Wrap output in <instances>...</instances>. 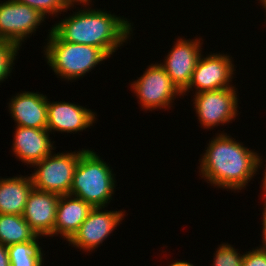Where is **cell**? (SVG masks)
I'll return each instance as SVG.
<instances>
[{
    "mask_svg": "<svg viewBox=\"0 0 266 266\" xmlns=\"http://www.w3.org/2000/svg\"><path fill=\"white\" fill-rule=\"evenodd\" d=\"M131 91L143 110H156L170 108L174 99L182 95V92L171 81L164 68L158 64H151L143 75L131 83Z\"/></svg>",
    "mask_w": 266,
    "mask_h": 266,
    "instance_id": "6",
    "label": "cell"
},
{
    "mask_svg": "<svg viewBox=\"0 0 266 266\" xmlns=\"http://www.w3.org/2000/svg\"><path fill=\"white\" fill-rule=\"evenodd\" d=\"M36 236L22 215L0 214V243L3 245L32 241Z\"/></svg>",
    "mask_w": 266,
    "mask_h": 266,
    "instance_id": "18",
    "label": "cell"
},
{
    "mask_svg": "<svg viewBox=\"0 0 266 266\" xmlns=\"http://www.w3.org/2000/svg\"><path fill=\"white\" fill-rule=\"evenodd\" d=\"M86 8L52 25L51 30L63 41L98 47L111 57L130 39L133 25L111 12Z\"/></svg>",
    "mask_w": 266,
    "mask_h": 266,
    "instance_id": "2",
    "label": "cell"
},
{
    "mask_svg": "<svg viewBox=\"0 0 266 266\" xmlns=\"http://www.w3.org/2000/svg\"><path fill=\"white\" fill-rule=\"evenodd\" d=\"M261 2V6H263L264 7V10H265V12H266V0H259V3Z\"/></svg>",
    "mask_w": 266,
    "mask_h": 266,
    "instance_id": "28",
    "label": "cell"
},
{
    "mask_svg": "<svg viewBox=\"0 0 266 266\" xmlns=\"http://www.w3.org/2000/svg\"><path fill=\"white\" fill-rule=\"evenodd\" d=\"M200 41V38L187 40L178 37L163 63H159L181 92L190 83L192 73L202 55L203 43Z\"/></svg>",
    "mask_w": 266,
    "mask_h": 266,
    "instance_id": "11",
    "label": "cell"
},
{
    "mask_svg": "<svg viewBox=\"0 0 266 266\" xmlns=\"http://www.w3.org/2000/svg\"><path fill=\"white\" fill-rule=\"evenodd\" d=\"M263 189L266 190V181L264 182V188Z\"/></svg>",
    "mask_w": 266,
    "mask_h": 266,
    "instance_id": "30",
    "label": "cell"
},
{
    "mask_svg": "<svg viewBox=\"0 0 266 266\" xmlns=\"http://www.w3.org/2000/svg\"><path fill=\"white\" fill-rule=\"evenodd\" d=\"M9 112L17 126L47 129V96L21 92L11 97Z\"/></svg>",
    "mask_w": 266,
    "mask_h": 266,
    "instance_id": "15",
    "label": "cell"
},
{
    "mask_svg": "<svg viewBox=\"0 0 266 266\" xmlns=\"http://www.w3.org/2000/svg\"><path fill=\"white\" fill-rule=\"evenodd\" d=\"M95 112L84 106L69 102H50L47 98V130L50 133H76L95 123Z\"/></svg>",
    "mask_w": 266,
    "mask_h": 266,
    "instance_id": "13",
    "label": "cell"
},
{
    "mask_svg": "<svg viewBox=\"0 0 266 266\" xmlns=\"http://www.w3.org/2000/svg\"><path fill=\"white\" fill-rule=\"evenodd\" d=\"M232 59V56L224 53H210L205 57L201 55L192 73L190 83L182 91V96L189 93L190 90L193 91V88L196 89L195 94H197L202 91L235 87L231 84L234 71H236Z\"/></svg>",
    "mask_w": 266,
    "mask_h": 266,
    "instance_id": "8",
    "label": "cell"
},
{
    "mask_svg": "<svg viewBox=\"0 0 266 266\" xmlns=\"http://www.w3.org/2000/svg\"><path fill=\"white\" fill-rule=\"evenodd\" d=\"M266 162V161H265ZM264 166H266V165H264ZM265 168V170H264V178H262L263 180H262V188H264V182L266 181V167H264Z\"/></svg>",
    "mask_w": 266,
    "mask_h": 266,
    "instance_id": "29",
    "label": "cell"
},
{
    "mask_svg": "<svg viewBox=\"0 0 266 266\" xmlns=\"http://www.w3.org/2000/svg\"><path fill=\"white\" fill-rule=\"evenodd\" d=\"M38 237L40 236L37 235L32 241L7 246L10 266H43L44 253L38 244Z\"/></svg>",
    "mask_w": 266,
    "mask_h": 266,
    "instance_id": "19",
    "label": "cell"
},
{
    "mask_svg": "<svg viewBox=\"0 0 266 266\" xmlns=\"http://www.w3.org/2000/svg\"><path fill=\"white\" fill-rule=\"evenodd\" d=\"M69 4H77V5H84L83 7L85 8L86 6H90L92 0H66ZM80 2V3H79Z\"/></svg>",
    "mask_w": 266,
    "mask_h": 266,
    "instance_id": "26",
    "label": "cell"
},
{
    "mask_svg": "<svg viewBox=\"0 0 266 266\" xmlns=\"http://www.w3.org/2000/svg\"><path fill=\"white\" fill-rule=\"evenodd\" d=\"M19 48L14 43L0 38V83L10 76Z\"/></svg>",
    "mask_w": 266,
    "mask_h": 266,
    "instance_id": "20",
    "label": "cell"
},
{
    "mask_svg": "<svg viewBox=\"0 0 266 266\" xmlns=\"http://www.w3.org/2000/svg\"><path fill=\"white\" fill-rule=\"evenodd\" d=\"M59 198V194L35 188L29 193L22 216L38 236L54 237Z\"/></svg>",
    "mask_w": 266,
    "mask_h": 266,
    "instance_id": "12",
    "label": "cell"
},
{
    "mask_svg": "<svg viewBox=\"0 0 266 266\" xmlns=\"http://www.w3.org/2000/svg\"><path fill=\"white\" fill-rule=\"evenodd\" d=\"M44 46V55L50 69L65 80L83 78L109 56L98 47L61 40L52 30Z\"/></svg>",
    "mask_w": 266,
    "mask_h": 266,
    "instance_id": "4",
    "label": "cell"
},
{
    "mask_svg": "<svg viewBox=\"0 0 266 266\" xmlns=\"http://www.w3.org/2000/svg\"><path fill=\"white\" fill-rule=\"evenodd\" d=\"M47 129L16 126L13 139V153L19 161L30 165L50 155L56 147Z\"/></svg>",
    "mask_w": 266,
    "mask_h": 266,
    "instance_id": "14",
    "label": "cell"
},
{
    "mask_svg": "<svg viewBox=\"0 0 266 266\" xmlns=\"http://www.w3.org/2000/svg\"><path fill=\"white\" fill-rule=\"evenodd\" d=\"M237 250L228 243L219 245L214 253L213 266H242L244 253L242 255Z\"/></svg>",
    "mask_w": 266,
    "mask_h": 266,
    "instance_id": "22",
    "label": "cell"
},
{
    "mask_svg": "<svg viewBox=\"0 0 266 266\" xmlns=\"http://www.w3.org/2000/svg\"><path fill=\"white\" fill-rule=\"evenodd\" d=\"M0 266H10L7 246L0 243Z\"/></svg>",
    "mask_w": 266,
    "mask_h": 266,
    "instance_id": "25",
    "label": "cell"
},
{
    "mask_svg": "<svg viewBox=\"0 0 266 266\" xmlns=\"http://www.w3.org/2000/svg\"><path fill=\"white\" fill-rule=\"evenodd\" d=\"M194 110L204 129L231 123L237 117V88L202 91L193 95Z\"/></svg>",
    "mask_w": 266,
    "mask_h": 266,
    "instance_id": "7",
    "label": "cell"
},
{
    "mask_svg": "<svg viewBox=\"0 0 266 266\" xmlns=\"http://www.w3.org/2000/svg\"><path fill=\"white\" fill-rule=\"evenodd\" d=\"M104 207H93L78 231L68 241L69 245L92 252L117 228L126 211H102Z\"/></svg>",
    "mask_w": 266,
    "mask_h": 266,
    "instance_id": "10",
    "label": "cell"
},
{
    "mask_svg": "<svg viewBox=\"0 0 266 266\" xmlns=\"http://www.w3.org/2000/svg\"><path fill=\"white\" fill-rule=\"evenodd\" d=\"M233 139L227 133H217L199 159V173L201 178L213 186L241 191L259 172L257 170L261 167L263 158L258 152L249 150Z\"/></svg>",
    "mask_w": 266,
    "mask_h": 266,
    "instance_id": "1",
    "label": "cell"
},
{
    "mask_svg": "<svg viewBox=\"0 0 266 266\" xmlns=\"http://www.w3.org/2000/svg\"><path fill=\"white\" fill-rule=\"evenodd\" d=\"M112 170L96 152L86 149L78 160L69 194L92 207H107L116 189Z\"/></svg>",
    "mask_w": 266,
    "mask_h": 266,
    "instance_id": "3",
    "label": "cell"
},
{
    "mask_svg": "<svg viewBox=\"0 0 266 266\" xmlns=\"http://www.w3.org/2000/svg\"><path fill=\"white\" fill-rule=\"evenodd\" d=\"M93 207L84 200L70 194L60 195L54 226V236L60 234L69 241L86 220Z\"/></svg>",
    "mask_w": 266,
    "mask_h": 266,
    "instance_id": "16",
    "label": "cell"
},
{
    "mask_svg": "<svg viewBox=\"0 0 266 266\" xmlns=\"http://www.w3.org/2000/svg\"><path fill=\"white\" fill-rule=\"evenodd\" d=\"M263 193H264V205H263V207H264V209H263V212H262V217H263V219H262V247H266V190H264L263 189V191H262Z\"/></svg>",
    "mask_w": 266,
    "mask_h": 266,
    "instance_id": "24",
    "label": "cell"
},
{
    "mask_svg": "<svg viewBox=\"0 0 266 266\" xmlns=\"http://www.w3.org/2000/svg\"><path fill=\"white\" fill-rule=\"evenodd\" d=\"M259 247L244 254L242 266H266V247Z\"/></svg>",
    "mask_w": 266,
    "mask_h": 266,
    "instance_id": "23",
    "label": "cell"
},
{
    "mask_svg": "<svg viewBox=\"0 0 266 266\" xmlns=\"http://www.w3.org/2000/svg\"><path fill=\"white\" fill-rule=\"evenodd\" d=\"M32 189L31 176L0 177V214L22 215Z\"/></svg>",
    "mask_w": 266,
    "mask_h": 266,
    "instance_id": "17",
    "label": "cell"
},
{
    "mask_svg": "<svg viewBox=\"0 0 266 266\" xmlns=\"http://www.w3.org/2000/svg\"><path fill=\"white\" fill-rule=\"evenodd\" d=\"M46 17L30 6L7 0L0 3V38L21 47Z\"/></svg>",
    "mask_w": 266,
    "mask_h": 266,
    "instance_id": "9",
    "label": "cell"
},
{
    "mask_svg": "<svg viewBox=\"0 0 266 266\" xmlns=\"http://www.w3.org/2000/svg\"><path fill=\"white\" fill-rule=\"evenodd\" d=\"M17 2L26 4L31 8L36 9L45 17L59 15L61 12H66L76 4H69L66 0H16ZM48 14V15H47Z\"/></svg>",
    "mask_w": 266,
    "mask_h": 266,
    "instance_id": "21",
    "label": "cell"
},
{
    "mask_svg": "<svg viewBox=\"0 0 266 266\" xmlns=\"http://www.w3.org/2000/svg\"><path fill=\"white\" fill-rule=\"evenodd\" d=\"M86 149L66 153H51L41 161L34 163L31 180L33 188L56 193L69 194L74 172L81 154Z\"/></svg>",
    "mask_w": 266,
    "mask_h": 266,
    "instance_id": "5",
    "label": "cell"
},
{
    "mask_svg": "<svg viewBox=\"0 0 266 266\" xmlns=\"http://www.w3.org/2000/svg\"><path fill=\"white\" fill-rule=\"evenodd\" d=\"M169 266H195V265H193L190 262L180 260V261H176V262L171 263Z\"/></svg>",
    "mask_w": 266,
    "mask_h": 266,
    "instance_id": "27",
    "label": "cell"
}]
</instances>
